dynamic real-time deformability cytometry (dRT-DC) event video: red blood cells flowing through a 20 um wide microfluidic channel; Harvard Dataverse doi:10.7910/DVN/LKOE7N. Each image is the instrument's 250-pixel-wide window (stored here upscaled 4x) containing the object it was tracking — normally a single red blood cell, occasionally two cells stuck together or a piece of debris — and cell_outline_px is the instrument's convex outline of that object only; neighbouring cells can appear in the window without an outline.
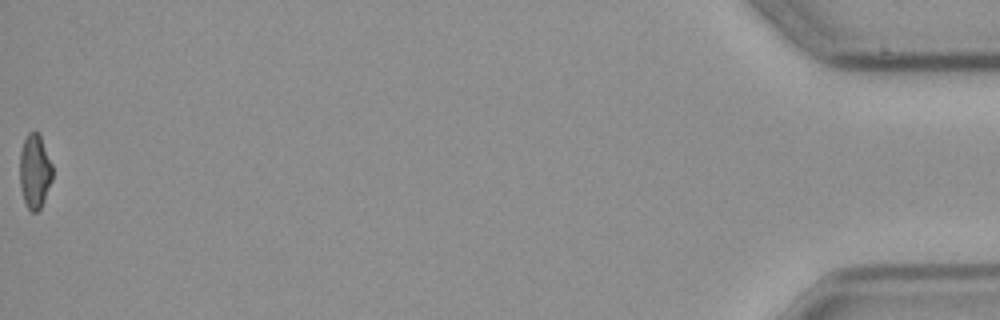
{"species": "common noctule bat (a hibernating species)", "species_latin": "Nyctalus noctula", "temperature_condition": "cold", "stored_images_in_passage": 56, "camera_frame_rate_fps": 3000, "um_per_image_px": 0.085, "animal": {"sex": "male", "body_mass_g": 23.1, "forearm_length_mm": 52.7}, "frame": {"image": 1, "passage_image": 56, "time_ms": 18.333, "image_size_px": [1000, 320], "cell_outline_px": [[52, 180], [44, 200], [40, 208], [36, 212], [32, 212], [28, 208], [24, 200], [20, 188], [20, 152], [24, 140], [28, 132], [36, 132], [40, 136], [52, 164]], "centroid_in_image_um": [2.95, 14.57], "position_along_channel_um": 432.3, "area_um2": 13.99}}